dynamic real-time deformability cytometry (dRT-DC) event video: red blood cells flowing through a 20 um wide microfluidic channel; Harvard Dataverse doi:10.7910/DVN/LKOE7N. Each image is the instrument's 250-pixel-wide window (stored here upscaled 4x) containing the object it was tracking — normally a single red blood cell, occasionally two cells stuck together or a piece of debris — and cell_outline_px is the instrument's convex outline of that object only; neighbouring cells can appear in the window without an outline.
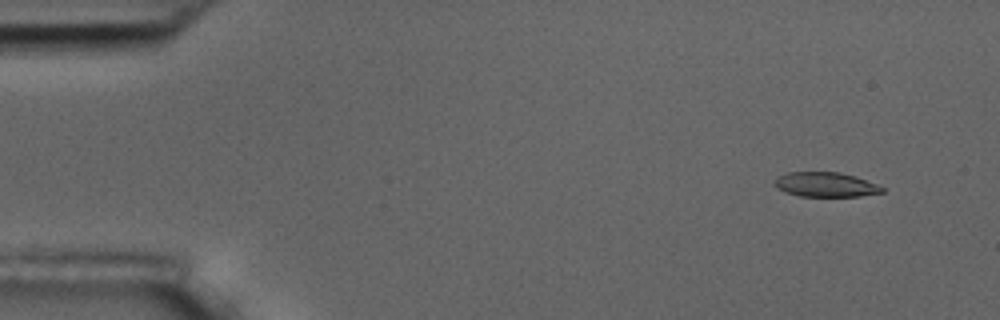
{"species": "common noctule bat (a hibernating species)", "species_latin": "Nyctalus noctula", "temperature_condition": "room temperature", "stored_images_in_passage": 4, "camera_frame_rate_fps": 3000, "um_per_image_px": 0.085, "animal": {"sex": "male", "body_mass_g": 17.5, "forearm_length_mm": 52.3}, "frame": {"image": 1, "passage_image": 1, "time_ms": 0.0, "image_size_px": [1000, 320], "cell_outline_px": [[884, 192], [860, 196], [800, 196], [784, 192], [776, 188], [772, 184], [772, 180], [776, 176], [788, 172], [840, 172], [856, 176], [876, 184], [884, 188]], "centroid_in_image_um": [70.1, 15.68], "position_along_channel_um": 14.9, "area_um2": 15.66}}